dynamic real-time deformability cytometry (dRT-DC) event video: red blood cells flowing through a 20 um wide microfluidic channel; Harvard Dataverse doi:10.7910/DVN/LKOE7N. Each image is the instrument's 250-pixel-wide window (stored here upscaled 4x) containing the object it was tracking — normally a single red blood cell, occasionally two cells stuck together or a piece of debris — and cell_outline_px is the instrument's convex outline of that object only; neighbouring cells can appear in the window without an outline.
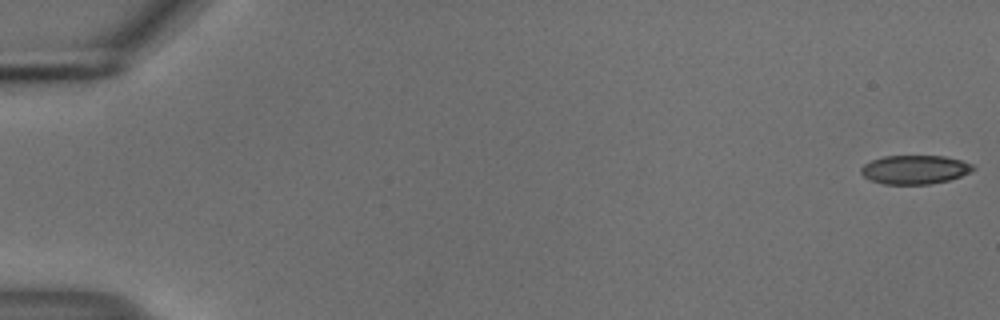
{"species": "common noctule bat (a hibernating species)", "species_latin": "Nyctalus noctula", "temperature_condition": "cold", "stored_images_in_passage": 55, "camera_frame_rate_fps": 3000, "um_per_image_px": 0.085, "animal": {"sex": "male", "body_mass_g": 18.8}, "frame": {"image": 1, "passage_image": 1, "time_ms": 0.0, "image_size_px": [1000, 320], "cell_outline_px": [[976, 168], [972, 172], [948, 180], [928, 184], [884, 184], [872, 180], [864, 176], [860, 172], [860, 168], [864, 164], [872, 160], [884, 156], [944, 156], [960, 160], [972, 164]], "centroid_in_image_um": [77.76, 14.41], "position_along_channel_um": 7.2, "area_um2": 18.73}}
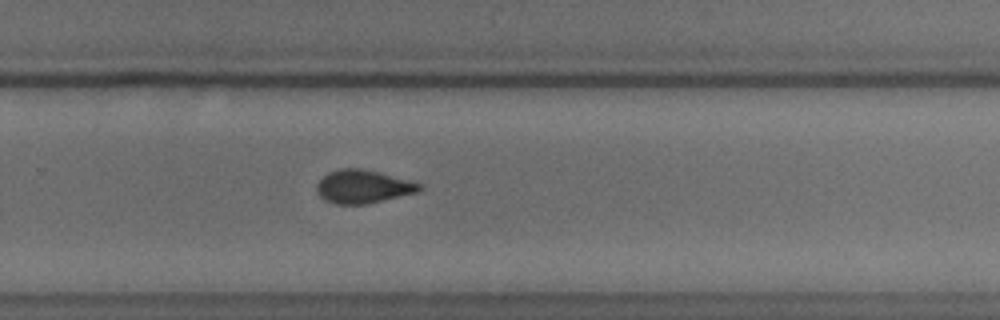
{"frame": {"image": 2, "passage_image": 37, "time_ms": 12.0, "image_size_px": [1000, 320], "cell_outline_px": [[424, 188], [416, 192], [364, 204], [332, 204], [324, 200], [316, 192], [316, 184], [328, 172], [340, 168], [360, 168], [424, 184]], "centroid_in_image_um": [30.81, 15.86], "position_along_channel_um": 299.0, "area_um2": 19.71}}
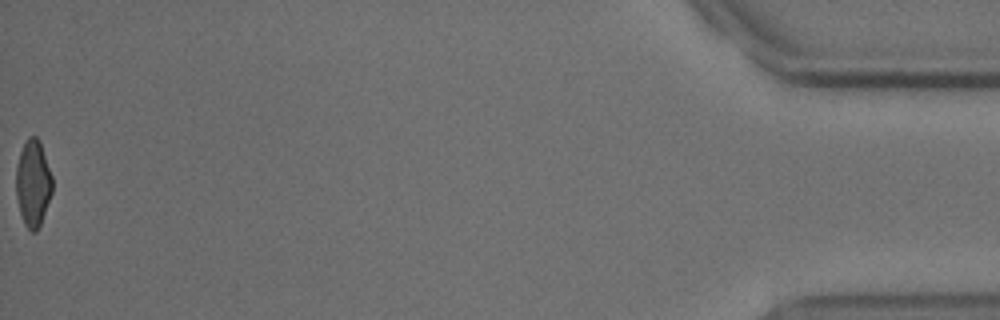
{"frame": {"image": 3, "passage_image": 55, "time_ms": 18.0, "image_size_px": [1000, 320], "cell_outline_px": [[52, 192], [40, 224], [36, 232], [32, 232], [24, 224], [20, 212], [16, 196], [16, 168], [20, 152], [28, 136], [36, 136], [40, 140], [52, 176]], "centroid_in_image_um": [2.8, 15.56], "position_along_channel_um": 432.4, "area_um2": 18.21}, "authors_computed_cell_mechanics": {"area_um2": 19.9988, "velocity_mm_per_s": 3.7452, "shape_relaxation_time_tau1_ms": 5.597, "shape_relaxation_time_tau2_ms": 1.873, "deformation_change_tau1": 0.1288, "deformation_change_tau2": 0.0643}}